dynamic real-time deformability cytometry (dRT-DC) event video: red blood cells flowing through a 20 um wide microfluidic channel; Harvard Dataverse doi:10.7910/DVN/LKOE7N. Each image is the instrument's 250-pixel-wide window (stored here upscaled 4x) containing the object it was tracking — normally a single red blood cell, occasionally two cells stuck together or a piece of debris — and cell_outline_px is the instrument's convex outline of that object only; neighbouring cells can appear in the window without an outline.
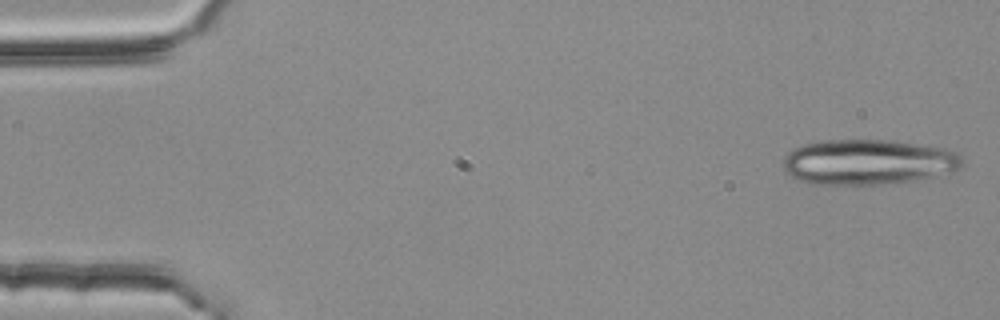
{"species": "common noctule bat (a hibernating species)", "species_latin": "Nyctalus noctula", "temperature_condition": "room temperature", "stored_images_in_passage": 5, "camera_frame_rate_fps": 3000, "um_per_image_px": 0.085, "animal": {"sex": "female", "body_mass_g": 25.1}, "frame": {"image": 1, "passage_image": 1, "time_ms": 0.0, "image_size_px": [1000, 320], "cell_outline_px": [[964, 164], [956, 168], [932, 176], [916, 180], [880, 184], [812, 184], [796, 180], [784, 172], [784, 156], [792, 148], [804, 144], [824, 140], [888, 140], [944, 148], [956, 152], [960, 156]], "centroid_in_image_um": [73.69, 13.77], "position_along_channel_um": 11.3, "area_um2": 46.99}}